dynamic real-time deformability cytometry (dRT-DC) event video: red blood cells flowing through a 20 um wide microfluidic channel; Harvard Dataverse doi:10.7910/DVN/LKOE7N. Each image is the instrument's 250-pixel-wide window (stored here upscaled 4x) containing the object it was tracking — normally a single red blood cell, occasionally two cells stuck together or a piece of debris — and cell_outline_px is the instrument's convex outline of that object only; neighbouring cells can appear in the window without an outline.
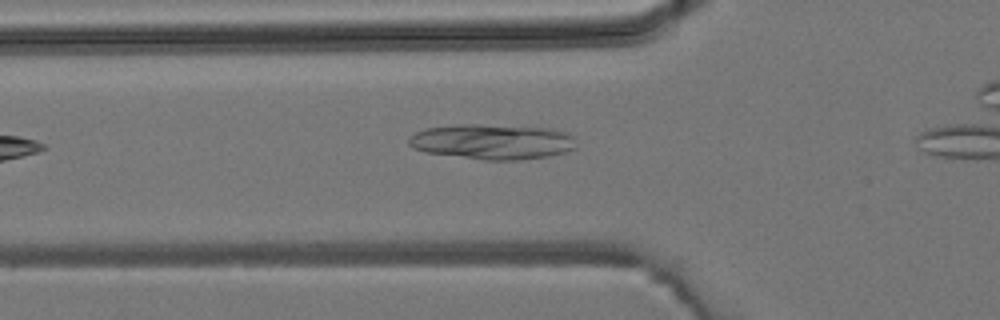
{"species": "common noctule bat (a hibernating species)", "species_latin": "Nyctalus noctula", "temperature_condition": "room temperature", "stored_images_in_passage": 4, "camera_frame_rate_fps": 3000, "um_per_image_px": 0.085, "animal": {"sex": "male", "body_mass_g": 19.2, "forearm_length_mm": 51.8}, "frame": {"image": 1, "passage_image": 3, "time_ms": 3.0, "image_size_px": [1000, 320], "cell_outline_px": [[576, 148], [564, 152], [548, 156], [520, 160], [484, 160], [424, 152], [412, 148], [408, 144], [408, 136], [416, 132], [428, 128], [464, 124], [480, 124], [552, 128], [568, 132], [572, 136]], "centroid_in_image_um": [41.84, 12.04], "position_along_channel_um": 84.0, "area_um2": 34.56}}